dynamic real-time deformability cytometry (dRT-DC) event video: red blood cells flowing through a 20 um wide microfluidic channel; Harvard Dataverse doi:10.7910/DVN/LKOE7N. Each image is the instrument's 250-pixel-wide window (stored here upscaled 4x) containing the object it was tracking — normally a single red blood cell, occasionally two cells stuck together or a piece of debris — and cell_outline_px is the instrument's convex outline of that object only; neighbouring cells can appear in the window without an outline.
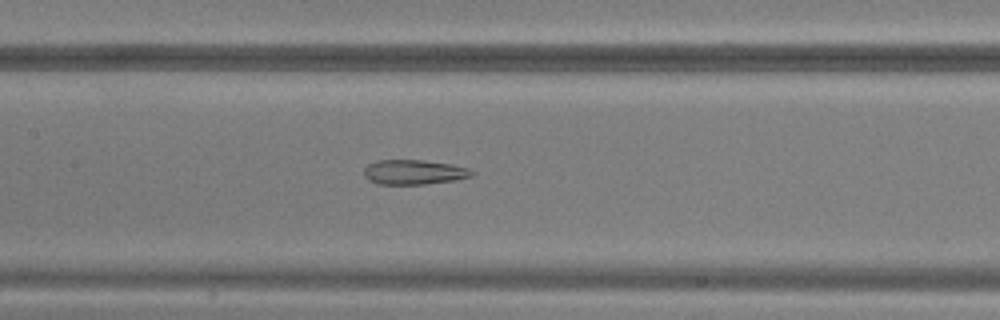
{"species": "common noctule bat (a hibernating species)", "species_latin": "Nyctalus noctula", "temperature_condition": "warm", "stored_images_in_passage": 49, "camera_frame_rate_fps": 3000, "um_per_image_px": 0.085, "animal": {"sex": "male", "body_mass_g": 20.5, "forearm_length_mm": 52.5}, "frame": {"image": 1, "passage_image": 24, "time_ms": 7.667, "image_size_px": [1000, 320], "cell_outline_px": [[476, 172], [472, 176], [456, 180], [424, 184], [376, 184], [368, 180], [364, 176], [364, 168], [368, 164], [376, 160], [424, 160], [452, 164], [468, 168]], "centroid_in_image_um": [35.18, 14.63], "position_along_channel_um": 172.2, "area_um2": 15.72}}
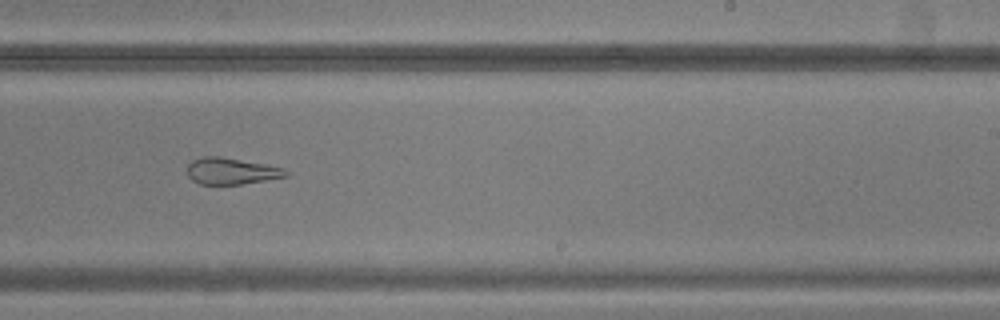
{"frame": {"image": 2, "passage_image": 31, "time_ms": 10.0, "image_size_px": [1000, 320], "cell_outline_px": [[292, 172], [288, 176], [240, 184], [200, 184], [192, 180], [188, 176], [188, 164], [192, 160], [204, 156], [220, 156], [268, 164]], "centroid_in_image_um": [19.67, 14.53], "position_along_channel_um": 269.3, "area_um2": 15.26}}
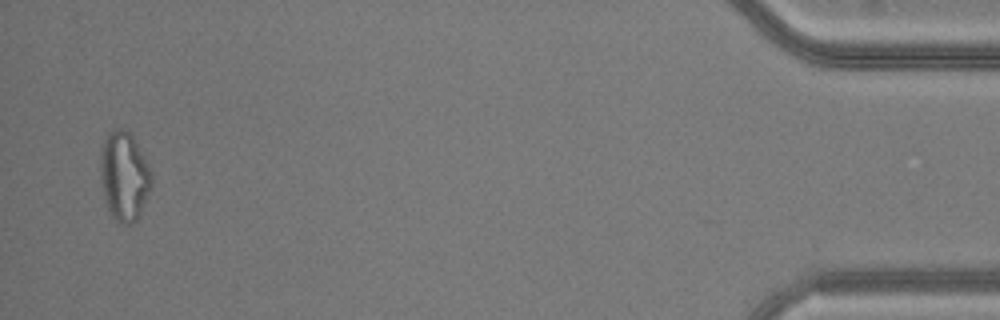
{"frame": {"image": 3, "passage_image": 48, "time_ms": 15.667, "image_size_px": [1000, 320], "cell_outline_px": [[152, 184], [140, 212], [136, 220], [128, 224], [120, 224], [112, 216], [108, 208], [104, 196], [100, 176], [100, 152], [104, 140], [108, 132], [112, 128], [128, 128], [144, 156], [152, 172]], "centroid_in_image_um": [10.54, 14.92], "position_along_channel_um": 424.7, "area_um2": 26.65}}